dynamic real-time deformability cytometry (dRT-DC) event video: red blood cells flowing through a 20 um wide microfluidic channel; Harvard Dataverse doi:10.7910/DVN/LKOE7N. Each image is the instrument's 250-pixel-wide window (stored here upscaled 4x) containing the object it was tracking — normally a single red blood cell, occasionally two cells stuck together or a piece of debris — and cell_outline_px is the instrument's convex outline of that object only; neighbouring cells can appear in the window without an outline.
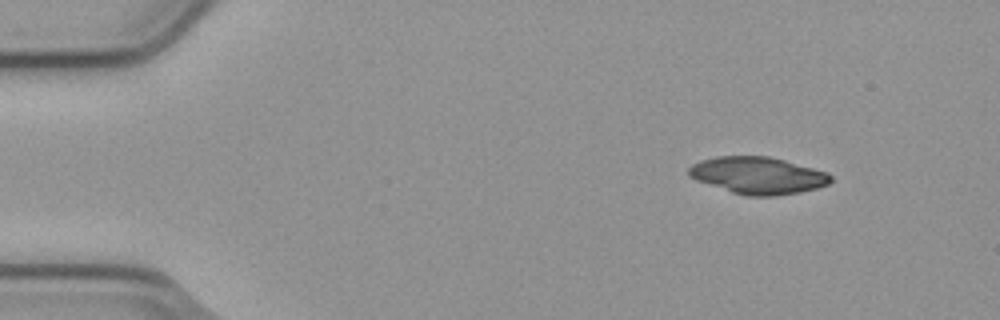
{"species": "common noctule bat (a hibernating species)", "species_latin": "Nyctalus noctula", "temperature_condition": "cold", "stored_images_in_passage": 8, "camera_frame_rate_fps": 3000, "um_per_image_px": 0.085, "animal": {"sex": "male", "body_mass_g": 23.1, "forearm_length_mm": 52.7}, "frame": {"image": 1, "passage_image": 1, "time_ms": 0.0, "image_size_px": [1000, 320], "cell_outline_px": [[832, 180], [828, 184], [816, 188], [800, 192], [776, 196], [748, 196], [732, 192], [696, 180], [688, 176], [688, 168], [692, 164], [700, 160], [716, 156], [768, 156], [784, 160], [828, 172], [832, 176]], "centroid_in_image_um": [64.41, 14.91], "position_along_channel_um": 20.6, "area_um2": 30.63}}
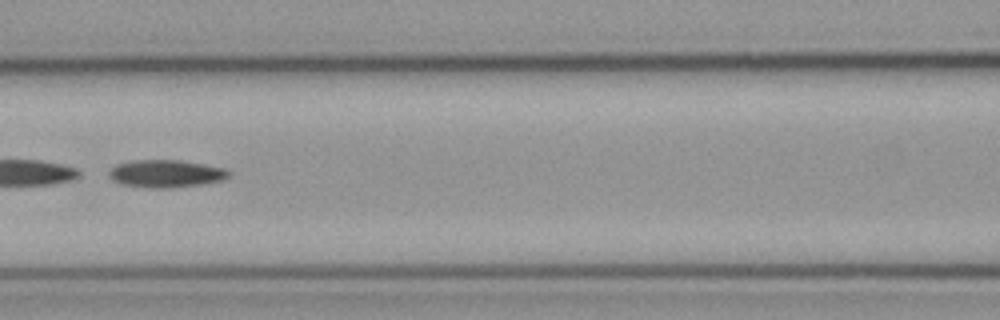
{"frame": {"image": 2, "passage_image": 6, "time_ms": 1.667, "image_size_px": [1000, 320], "cell_outline_px": [[228, 176], [220, 180], [200, 184], [168, 188], [152, 188], [120, 184], [112, 180], [108, 176], [108, 172], [116, 164], [132, 160], [180, 160], [224, 168], [228, 172]], "centroid_in_image_um": [14.01, 14.75], "position_along_channel_um": 152.6, "area_um2": 19.02}}